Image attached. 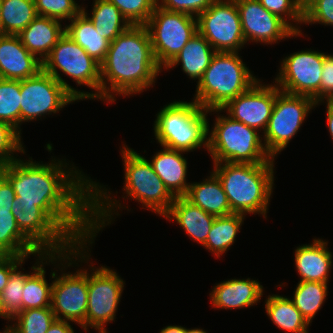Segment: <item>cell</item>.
Segmentation results:
<instances>
[{
	"instance_id": "6da1fadb",
	"label": "cell",
	"mask_w": 333,
	"mask_h": 333,
	"mask_svg": "<svg viewBox=\"0 0 333 333\" xmlns=\"http://www.w3.org/2000/svg\"><path fill=\"white\" fill-rule=\"evenodd\" d=\"M60 160L52 157L50 163L44 164L33 162L32 157L27 161L18 158L0 165V172L12 184L20 204L40 207L80 244L95 238L96 233L115 219L114 214L118 216L117 209L126 207L115 197L112 199V193L104 185L84 175L73 164L68 166L66 159Z\"/></svg>"
},
{
	"instance_id": "7a4b0ae2",
	"label": "cell",
	"mask_w": 333,
	"mask_h": 333,
	"mask_svg": "<svg viewBox=\"0 0 333 333\" xmlns=\"http://www.w3.org/2000/svg\"><path fill=\"white\" fill-rule=\"evenodd\" d=\"M161 71L147 27L130 25L110 42L106 58L101 63L100 99L114 103L116 95L140 94L156 83Z\"/></svg>"
},
{
	"instance_id": "3957f363",
	"label": "cell",
	"mask_w": 333,
	"mask_h": 333,
	"mask_svg": "<svg viewBox=\"0 0 333 333\" xmlns=\"http://www.w3.org/2000/svg\"><path fill=\"white\" fill-rule=\"evenodd\" d=\"M274 162L214 163L212 172L220 180L233 213L267 217L274 188Z\"/></svg>"
},
{
	"instance_id": "277c9868",
	"label": "cell",
	"mask_w": 333,
	"mask_h": 333,
	"mask_svg": "<svg viewBox=\"0 0 333 333\" xmlns=\"http://www.w3.org/2000/svg\"><path fill=\"white\" fill-rule=\"evenodd\" d=\"M208 110L194 100L174 101L156 114L154 135L162 147L182 152L208 149Z\"/></svg>"
},
{
	"instance_id": "5b68a950",
	"label": "cell",
	"mask_w": 333,
	"mask_h": 333,
	"mask_svg": "<svg viewBox=\"0 0 333 333\" xmlns=\"http://www.w3.org/2000/svg\"><path fill=\"white\" fill-rule=\"evenodd\" d=\"M238 52H216L196 85L194 101L206 110L221 109L259 79Z\"/></svg>"
},
{
	"instance_id": "8992f818",
	"label": "cell",
	"mask_w": 333,
	"mask_h": 333,
	"mask_svg": "<svg viewBox=\"0 0 333 333\" xmlns=\"http://www.w3.org/2000/svg\"><path fill=\"white\" fill-rule=\"evenodd\" d=\"M214 122L211 131L208 126L207 149L213 163L258 164L275 160L266 151L257 129L219 113Z\"/></svg>"
},
{
	"instance_id": "52a82bcc",
	"label": "cell",
	"mask_w": 333,
	"mask_h": 333,
	"mask_svg": "<svg viewBox=\"0 0 333 333\" xmlns=\"http://www.w3.org/2000/svg\"><path fill=\"white\" fill-rule=\"evenodd\" d=\"M43 70L52 75L78 101L83 99H100L101 64L89 56L86 51L75 43L66 32L52 48L49 56L42 62ZM61 71L79 86H88L95 92H84L73 88L61 77Z\"/></svg>"
},
{
	"instance_id": "ba28073f",
	"label": "cell",
	"mask_w": 333,
	"mask_h": 333,
	"mask_svg": "<svg viewBox=\"0 0 333 333\" xmlns=\"http://www.w3.org/2000/svg\"><path fill=\"white\" fill-rule=\"evenodd\" d=\"M122 158L124 165V194L142 203V208L164 216L175 200V196L168 190L163 181L154 172V169L145 157L133 149L122 146Z\"/></svg>"
},
{
	"instance_id": "9c48e42d",
	"label": "cell",
	"mask_w": 333,
	"mask_h": 333,
	"mask_svg": "<svg viewBox=\"0 0 333 333\" xmlns=\"http://www.w3.org/2000/svg\"><path fill=\"white\" fill-rule=\"evenodd\" d=\"M145 26L150 34L155 60L162 69L198 31L197 17L182 12H170L158 5Z\"/></svg>"
},
{
	"instance_id": "30bf717a",
	"label": "cell",
	"mask_w": 333,
	"mask_h": 333,
	"mask_svg": "<svg viewBox=\"0 0 333 333\" xmlns=\"http://www.w3.org/2000/svg\"><path fill=\"white\" fill-rule=\"evenodd\" d=\"M316 102L308 96L289 94L276 86V100L266 130L263 143L272 158L277 157L297 134L309 111Z\"/></svg>"
},
{
	"instance_id": "8fae6325",
	"label": "cell",
	"mask_w": 333,
	"mask_h": 333,
	"mask_svg": "<svg viewBox=\"0 0 333 333\" xmlns=\"http://www.w3.org/2000/svg\"><path fill=\"white\" fill-rule=\"evenodd\" d=\"M89 267L92 274L88 273L85 331L90 327L95 328L98 333H108L105 324L116 319L125 283L114 270L106 266L94 268L91 264Z\"/></svg>"
},
{
	"instance_id": "7c38bea8",
	"label": "cell",
	"mask_w": 333,
	"mask_h": 333,
	"mask_svg": "<svg viewBox=\"0 0 333 333\" xmlns=\"http://www.w3.org/2000/svg\"><path fill=\"white\" fill-rule=\"evenodd\" d=\"M197 30L216 52H239L246 44L235 0H216L197 16Z\"/></svg>"
},
{
	"instance_id": "4fadbf2b",
	"label": "cell",
	"mask_w": 333,
	"mask_h": 333,
	"mask_svg": "<svg viewBox=\"0 0 333 333\" xmlns=\"http://www.w3.org/2000/svg\"><path fill=\"white\" fill-rule=\"evenodd\" d=\"M20 89L21 124L59 113L68 104L78 101L43 69L33 77L20 80Z\"/></svg>"
},
{
	"instance_id": "5bb4252c",
	"label": "cell",
	"mask_w": 333,
	"mask_h": 333,
	"mask_svg": "<svg viewBox=\"0 0 333 333\" xmlns=\"http://www.w3.org/2000/svg\"><path fill=\"white\" fill-rule=\"evenodd\" d=\"M323 52L301 50L286 56L273 83L283 92L311 97L320 102Z\"/></svg>"
},
{
	"instance_id": "9a60e30c",
	"label": "cell",
	"mask_w": 333,
	"mask_h": 333,
	"mask_svg": "<svg viewBox=\"0 0 333 333\" xmlns=\"http://www.w3.org/2000/svg\"><path fill=\"white\" fill-rule=\"evenodd\" d=\"M12 214L20 231L41 251L63 253L76 243L38 206L20 204L15 196Z\"/></svg>"
},
{
	"instance_id": "2e32d148",
	"label": "cell",
	"mask_w": 333,
	"mask_h": 333,
	"mask_svg": "<svg viewBox=\"0 0 333 333\" xmlns=\"http://www.w3.org/2000/svg\"><path fill=\"white\" fill-rule=\"evenodd\" d=\"M94 239L95 238L80 244H76L72 249L63 253H38L36 256L38 259L34 266L31 267L33 272L26 278L23 287L22 311L31 308L51 307L53 281L52 283L48 284L47 280L45 279L46 271L44 264L48 265V263L51 262L54 265L57 263L56 261H58L60 263H58L56 266H62V268L59 267L61 271V269L64 270L70 266L72 267L73 264L78 265V262L76 263V260L78 259H80L81 262L84 260L85 263H88L87 261L90 259V256L87 253V251H90L88 246H90V244L92 246V243L94 244Z\"/></svg>"
},
{
	"instance_id": "e0dca14e",
	"label": "cell",
	"mask_w": 333,
	"mask_h": 333,
	"mask_svg": "<svg viewBox=\"0 0 333 333\" xmlns=\"http://www.w3.org/2000/svg\"><path fill=\"white\" fill-rule=\"evenodd\" d=\"M58 270L51 272L53 280L51 308L56 319L70 321L78 324L85 330V317L88 301V272L78 269L57 274ZM62 315V316H61Z\"/></svg>"
},
{
	"instance_id": "ac0fdd59",
	"label": "cell",
	"mask_w": 333,
	"mask_h": 333,
	"mask_svg": "<svg viewBox=\"0 0 333 333\" xmlns=\"http://www.w3.org/2000/svg\"><path fill=\"white\" fill-rule=\"evenodd\" d=\"M246 43L249 41L274 44L296 36L297 33L286 21L266 10L258 0H235Z\"/></svg>"
},
{
	"instance_id": "d6986e66",
	"label": "cell",
	"mask_w": 333,
	"mask_h": 333,
	"mask_svg": "<svg viewBox=\"0 0 333 333\" xmlns=\"http://www.w3.org/2000/svg\"><path fill=\"white\" fill-rule=\"evenodd\" d=\"M261 82L258 80L224 107L209 110V113L216 112L217 114L224 110L232 119L260 132L262 130L264 133L276 100V84H262Z\"/></svg>"
},
{
	"instance_id": "ffe728a7",
	"label": "cell",
	"mask_w": 333,
	"mask_h": 333,
	"mask_svg": "<svg viewBox=\"0 0 333 333\" xmlns=\"http://www.w3.org/2000/svg\"><path fill=\"white\" fill-rule=\"evenodd\" d=\"M42 69L43 63L24 47L18 35L0 34V78L22 80Z\"/></svg>"
},
{
	"instance_id": "44dd1931",
	"label": "cell",
	"mask_w": 333,
	"mask_h": 333,
	"mask_svg": "<svg viewBox=\"0 0 333 333\" xmlns=\"http://www.w3.org/2000/svg\"><path fill=\"white\" fill-rule=\"evenodd\" d=\"M264 287L257 281L229 279L213 286L210 292L212 306L218 309H242L257 305L263 296Z\"/></svg>"
},
{
	"instance_id": "7402d4cb",
	"label": "cell",
	"mask_w": 333,
	"mask_h": 333,
	"mask_svg": "<svg viewBox=\"0 0 333 333\" xmlns=\"http://www.w3.org/2000/svg\"><path fill=\"white\" fill-rule=\"evenodd\" d=\"M327 245L328 242L322 238H314L312 244L299 245L295 249V267L301 277L299 282L328 283L333 260Z\"/></svg>"
},
{
	"instance_id": "603a6c76",
	"label": "cell",
	"mask_w": 333,
	"mask_h": 333,
	"mask_svg": "<svg viewBox=\"0 0 333 333\" xmlns=\"http://www.w3.org/2000/svg\"><path fill=\"white\" fill-rule=\"evenodd\" d=\"M183 153L185 152L163 147L149 161L154 172L175 197L185 196L191 184L186 180L188 162Z\"/></svg>"
},
{
	"instance_id": "cb8c5ba5",
	"label": "cell",
	"mask_w": 333,
	"mask_h": 333,
	"mask_svg": "<svg viewBox=\"0 0 333 333\" xmlns=\"http://www.w3.org/2000/svg\"><path fill=\"white\" fill-rule=\"evenodd\" d=\"M64 33L61 21L37 16L18 36L24 47L43 62Z\"/></svg>"
},
{
	"instance_id": "d4e9b609",
	"label": "cell",
	"mask_w": 333,
	"mask_h": 333,
	"mask_svg": "<svg viewBox=\"0 0 333 333\" xmlns=\"http://www.w3.org/2000/svg\"><path fill=\"white\" fill-rule=\"evenodd\" d=\"M163 217L171 221L175 220L194 242L202 246L215 219V216L193 205L184 196L175 197L170 210Z\"/></svg>"
},
{
	"instance_id": "484cf974",
	"label": "cell",
	"mask_w": 333,
	"mask_h": 333,
	"mask_svg": "<svg viewBox=\"0 0 333 333\" xmlns=\"http://www.w3.org/2000/svg\"><path fill=\"white\" fill-rule=\"evenodd\" d=\"M184 197L193 205L215 217L233 213L223 186L213 172H210V176L202 182L191 183Z\"/></svg>"
},
{
	"instance_id": "4316f807",
	"label": "cell",
	"mask_w": 333,
	"mask_h": 333,
	"mask_svg": "<svg viewBox=\"0 0 333 333\" xmlns=\"http://www.w3.org/2000/svg\"><path fill=\"white\" fill-rule=\"evenodd\" d=\"M215 53L216 51L213 47L197 31L164 70L172 69L181 63L182 71L185 72L190 79H198V82L210 65Z\"/></svg>"
},
{
	"instance_id": "83f0119b",
	"label": "cell",
	"mask_w": 333,
	"mask_h": 333,
	"mask_svg": "<svg viewBox=\"0 0 333 333\" xmlns=\"http://www.w3.org/2000/svg\"><path fill=\"white\" fill-rule=\"evenodd\" d=\"M69 22V25H65L66 34L101 64L106 58L110 42L103 38L100 28L95 27L83 11Z\"/></svg>"
},
{
	"instance_id": "f1b7e54d",
	"label": "cell",
	"mask_w": 333,
	"mask_h": 333,
	"mask_svg": "<svg viewBox=\"0 0 333 333\" xmlns=\"http://www.w3.org/2000/svg\"><path fill=\"white\" fill-rule=\"evenodd\" d=\"M265 311L279 329L291 333H308L311 324L296 308L291 298L277 294L268 295L265 300Z\"/></svg>"
},
{
	"instance_id": "f546056e",
	"label": "cell",
	"mask_w": 333,
	"mask_h": 333,
	"mask_svg": "<svg viewBox=\"0 0 333 333\" xmlns=\"http://www.w3.org/2000/svg\"><path fill=\"white\" fill-rule=\"evenodd\" d=\"M40 252L20 231L12 210L0 209V255L30 257Z\"/></svg>"
},
{
	"instance_id": "4dcf8cb0",
	"label": "cell",
	"mask_w": 333,
	"mask_h": 333,
	"mask_svg": "<svg viewBox=\"0 0 333 333\" xmlns=\"http://www.w3.org/2000/svg\"><path fill=\"white\" fill-rule=\"evenodd\" d=\"M244 219L245 215L240 213L215 217L203 247L219 258L233 245Z\"/></svg>"
},
{
	"instance_id": "1f68e13d",
	"label": "cell",
	"mask_w": 333,
	"mask_h": 333,
	"mask_svg": "<svg viewBox=\"0 0 333 333\" xmlns=\"http://www.w3.org/2000/svg\"><path fill=\"white\" fill-rule=\"evenodd\" d=\"M93 2L91 16L86 12V7H82V11L95 27L100 28L103 38L109 42L113 41L131 25L121 14L120 10L108 0H93Z\"/></svg>"
},
{
	"instance_id": "d6a6232c",
	"label": "cell",
	"mask_w": 333,
	"mask_h": 333,
	"mask_svg": "<svg viewBox=\"0 0 333 333\" xmlns=\"http://www.w3.org/2000/svg\"><path fill=\"white\" fill-rule=\"evenodd\" d=\"M1 34L18 35L38 15L34 0H0Z\"/></svg>"
},
{
	"instance_id": "836d02e7",
	"label": "cell",
	"mask_w": 333,
	"mask_h": 333,
	"mask_svg": "<svg viewBox=\"0 0 333 333\" xmlns=\"http://www.w3.org/2000/svg\"><path fill=\"white\" fill-rule=\"evenodd\" d=\"M328 283L298 282L291 299L296 308L310 324L316 313L322 308L328 292Z\"/></svg>"
},
{
	"instance_id": "e575fe53",
	"label": "cell",
	"mask_w": 333,
	"mask_h": 333,
	"mask_svg": "<svg viewBox=\"0 0 333 333\" xmlns=\"http://www.w3.org/2000/svg\"><path fill=\"white\" fill-rule=\"evenodd\" d=\"M0 121L22 134L20 80L0 78Z\"/></svg>"
},
{
	"instance_id": "d590c367",
	"label": "cell",
	"mask_w": 333,
	"mask_h": 333,
	"mask_svg": "<svg viewBox=\"0 0 333 333\" xmlns=\"http://www.w3.org/2000/svg\"><path fill=\"white\" fill-rule=\"evenodd\" d=\"M12 320L16 323L5 328L10 333H46L56 317L51 307H44L20 311Z\"/></svg>"
},
{
	"instance_id": "8d00e7d4",
	"label": "cell",
	"mask_w": 333,
	"mask_h": 333,
	"mask_svg": "<svg viewBox=\"0 0 333 333\" xmlns=\"http://www.w3.org/2000/svg\"><path fill=\"white\" fill-rule=\"evenodd\" d=\"M18 267L11 273L7 285L0 293L2 315L10 321L22 311V291L26 278L31 274L18 271Z\"/></svg>"
},
{
	"instance_id": "74e56055",
	"label": "cell",
	"mask_w": 333,
	"mask_h": 333,
	"mask_svg": "<svg viewBox=\"0 0 333 333\" xmlns=\"http://www.w3.org/2000/svg\"><path fill=\"white\" fill-rule=\"evenodd\" d=\"M260 4L271 13L286 21L297 33H300V26L303 24L304 0H258ZM288 19V20H287ZM293 21V24L291 21ZM289 21V22H288ZM294 25V26H293Z\"/></svg>"
},
{
	"instance_id": "f35d334b",
	"label": "cell",
	"mask_w": 333,
	"mask_h": 333,
	"mask_svg": "<svg viewBox=\"0 0 333 333\" xmlns=\"http://www.w3.org/2000/svg\"><path fill=\"white\" fill-rule=\"evenodd\" d=\"M114 4L131 25H145L158 0H108Z\"/></svg>"
},
{
	"instance_id": "ab89813d",
	"label": "cell",
	"mask_w": 333,
	"mask_h": 333,
	"mask_svg": "<svg viewBox=\"0 0 333 333\" xmlns=\"http://www.w3.org/2000/svg\"><path fill=\"white\" fill-rule=\"evenodd\" d=\"M38 16L58 21L71 20L82 11L75 0H34Z\"/></svg>"
},
{
	"instance_id": "60d3db41",
	"label": "cell",
	"mask_w": 333,
	"mask_h": 333,
	"mask_svg": "<svg viewBox=\"0 0 333 333\" xmlns=\"http://www.w3.org/2000/svg\"><path fill=\"white\" fill-rule=\"evenodd\" d=\"M21 134L10 124L0 121V165H5L18 158L14 153L25 154Z\"/></svg>"
},
{
	"instance_id": "b9f144b4",
	"label": "cell",
	"mask_w": 333,
	"mask_h": 333,
	"mask_svg": "<svg viewBox=\"0 0 333 333\" xmlns=\"http://www.w3.org/2000/svg\"><path fill=\"white\" fill-rule=\"evenodd\" d=\"M333 26V0H304L303 24Z\"/></svg>"
},
{
	"instance_id": "7bdbcfd3",
	"label": "cell",
	"mask_w": 333,
	"mask_h": 333,
	"mask_svg": "<svg viewBox=\"0 0 333 333\" xmlns=\"http://www.w3.org/2000/svg\"><path fill=\"white\" fill-rule=\"evenodd\" d=\"M216 0H158L157 5L170 12H182L197 17Z\"/></svg>"
},
{
	"instance_id": "ee69618b",
	"label": "cell",
	"mask_w": 333,
	"mask_h": 333,
	"mask_svg": "<svg viewBox=\"0 0 333 333\" xmlns=\"http://www.w3.org/2000/svg\"><path fill=\"white\" fill-rule=\"evenodd\" d=\"M333 97V54H324V61L322 67V78L320 82V102L318 106L325 100ZM325 99V100H324Z\"/></svg>"
},
{
	"instance_id": "f6af8a7d",
	"label": "cell",
	"mask_w": 333,
	"mask_h": 333,
	"mask_svg": "<svg viewBox=\"0 0 333 333\" xmlns=\"http://www.w3.org/2000/svg\"><path fill=\"white\" fill-rule=\"evenodd\" d=\"M26 258L13 255H0V293L7 285L11 273L17 268H22Z\"/></svg>"
},
{
	"instance_id": "bcb514c9",
	"label": "cell",
	"mask_w": 333,
	"mask_h": 333,
	"mask_svg": "<svg viewBox=\"0 0 333 333\" xmlns=\"http://www.w3.org/2000/svg\"><path fill=\"white\" fill-rule=\"evenodd\" d=\"M15 192L10 181L0 172V209L12 210Z\"/></svg>"
},
{
	"instance_id": "7dc6e473",
	"label": "cell",
	"mask_w": 333,
	"mask_h": 333,
	"mask_svg": "<svg viewBox=\"0 0 333 333\" xmlns=\"http://www.w3.org/2000/svg\"><path fill=\"white\" fill-rule=\"evenodd\" d=\"M70 323V321L56 319L46 333H74V329Z\"/></svg>"
},
{
	"instance_id": "c3c4849f",
	"label": "cell",
	"mask_w": 333,
	"mask_h": 333,
	"mask_svg": "<svg viewBox=\"0 0 333 333\" xmlns=\"http://www.w3.org/2000/svg\"><path fill=\"white\" fill-rule=\"evenodd\" d=\"M326 114H327V126L330 133L331 139L333 140V100H326Z\"/></svg>"
},
{
	"instance_id": "681fc988",
	"label": "cell",
	"mask_w": 333,
	"mask_h": 333,
	"mask_svg": "<svg viewBox=\"0 0 333 333\" xmlns=\"http://www.w3.org/2000/svg\"><path fill=\"white\" fill-rule=\"evenodd\" d=\"M160 333H184V327L180 325H169L161 329Z\"/></svg>"
},
{
	"instance_id": "f907efd6",
	"label": "cell",
	"mask_w": 333,
	"mask_h": 333,
	"mask_svg": "<svg viewBox=\"0 0 333 333\" xmlns=\"http://www.w3.org/2000/svg\"><path fill=\"white\" fill-rule=\"evenodd\" d=\"M184 333H207V332L200 328L187 329L184 327Z\"/></svg>"
},
{
	"instance_id": "816d5d0a",
	"label": "cell",
	"mask_w": 333,
	"mask_h": 333,
	"mask_svg": "<svg viewBox=\"0 0 333 333\" xmlns=\"http://www.w3.org/2000/svg\"><path fill=\"white\" fill-rule=\"evenodd\" d=\"M0 317L7 321V319L2 315V308L0 306Z\"/></svg>"
},
{
	"instance_id": "f5cc1de1",
	"label": "cell",
	"mask_w": 333,
	"mask_h": 333,
	"mask_svg": "<svg viewBox=\"0 0 333 333\" xmlns=\"http://www.w3.org/2000/svg\"><path fill=\"white\" fill-rule=\"evenodd\" d=\"M0 34H1V3H0Z\"/></svg>"
},
{
	"instance_id": "db71d44e",
	"label": "cell",
	"mask_w": 333,
	"mask_h": 333,
	"mask_svg": "<svg viewBox=\"0 0 333 333\" xmlns=\"http://www.w3.org/2000/svg\"><path fill=\"white\" fill-rule=\"evenodd\" d=\"M1 333H10L7 329H5L3 332Z\"/></svg>"
}]
</instances>
